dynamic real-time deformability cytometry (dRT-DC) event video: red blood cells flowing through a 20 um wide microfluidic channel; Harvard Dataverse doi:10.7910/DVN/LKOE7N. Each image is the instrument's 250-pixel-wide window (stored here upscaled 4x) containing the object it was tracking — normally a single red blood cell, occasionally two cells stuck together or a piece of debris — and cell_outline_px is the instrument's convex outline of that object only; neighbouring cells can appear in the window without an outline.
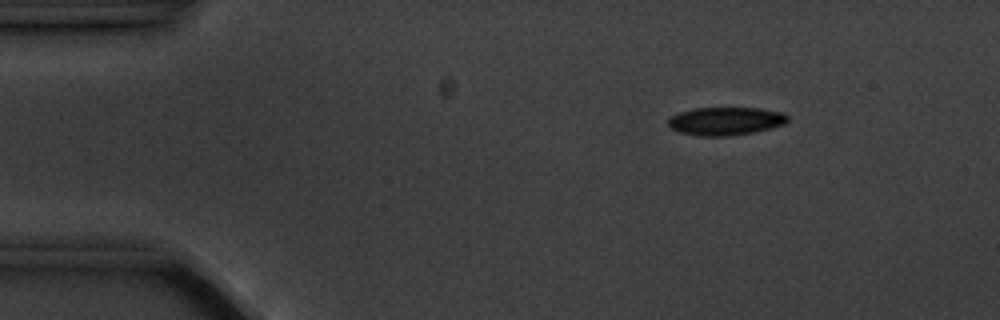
{"species": "common noctule bat (a hibernating species)", "species_latin": "Nyctalus noctula", "temperature_condition": "cold", "stored_images_in_passage": 9, "camera_frame_rate_fps": 3000, "um_per_image_px": 0.085, "animal": {"sex": "male", "body_mass_g": 20.1, "forearm_length_mm": 53.5}, "frame": {"image": 1, "passage_image": 1, "time_ms": 0.0, "image_size_px": [1000, 320], "cell_outline_px": [[788, 120], [784, 124], [752, 132], [732, 136], [700, 136], [680, 132], [672, 128], [668, 124], [668, 120], [672, 116], [680, 112], [696, 108], [760, 108], [784, 112], [788, 116]], "centroid_in_image_um": [61.69, 10.29], "position_along_channel_um": 23.3, "area_um2": 19.42}}